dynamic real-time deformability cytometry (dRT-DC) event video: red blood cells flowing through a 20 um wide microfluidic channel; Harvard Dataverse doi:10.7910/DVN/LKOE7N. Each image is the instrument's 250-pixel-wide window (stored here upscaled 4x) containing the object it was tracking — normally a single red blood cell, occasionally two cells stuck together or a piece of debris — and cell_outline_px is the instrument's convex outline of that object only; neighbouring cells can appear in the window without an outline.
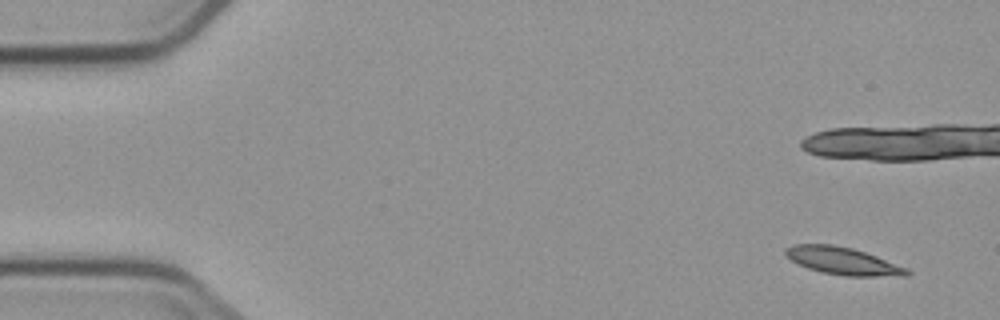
{"species": "common noctule bat (a hibernating species)", "species_latin": "Nyctalus noctula", "temperature_condition": "cold", "stored_images_in_passage": 7, "camera_frame_rate_fps": 3000, "um_per_image_px": 0.085, "animal": {"sex": "male", "body_mass_g": 23.1, "forearm_length_mm": 52.7}, "frame": {"image": 1, "passage_image": 1, "time_ms": 0.0, "image_size_px": [1000, 320], "cell_outline_px": [[912, 272], [908, 276], [844, 276], [824, 272], [808, 268], [784, 256], [784, 248], [792, 244], [832, 244], [852, 248], [876, 256], [908, 268]], "centroid_in_image_um": [71.64, 22.18], "position_along_channel_um": 13.4, "area_um2": 19.42}}